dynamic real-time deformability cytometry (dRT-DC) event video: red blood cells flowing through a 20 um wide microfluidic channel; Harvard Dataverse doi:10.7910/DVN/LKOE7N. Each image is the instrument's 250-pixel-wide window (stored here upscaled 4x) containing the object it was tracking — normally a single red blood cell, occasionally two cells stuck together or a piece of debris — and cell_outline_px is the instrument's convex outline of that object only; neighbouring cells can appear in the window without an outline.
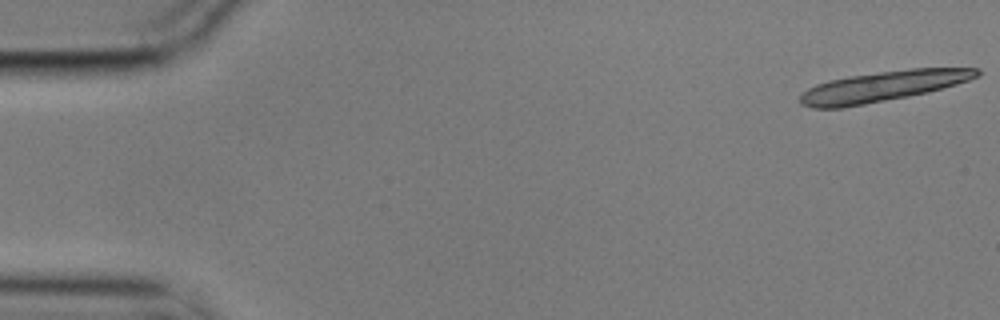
{"species": "common noctule bat (a hibernating species)", "species_latin": "Nyctalus noctula", "temperature_condition": "cold", "stored_images_in_passage": 14, "camera_frame_rate_fps": 3000, "um_per_image_px": 0.085, "animal": {"sex": "male", "body_mass_g": 17.9}, "frame": {"image": 1, "passage_image": 1, "time_ms": 0.0, "image_size_px": [1000, 320], "cell_outline_px": [[980, 76], [956, 84], [928, 92], [908, 96], [844, 108], [812, 108], [800, 104], [800, 96], [808, 88], [816, 84], [828, 80], [848, 76], [912, 68], [980, 68]], "centroid_in_image_um": [75.02, 7.34], "position_along_channel_um": 10.0, "area_um2": 31.21}}